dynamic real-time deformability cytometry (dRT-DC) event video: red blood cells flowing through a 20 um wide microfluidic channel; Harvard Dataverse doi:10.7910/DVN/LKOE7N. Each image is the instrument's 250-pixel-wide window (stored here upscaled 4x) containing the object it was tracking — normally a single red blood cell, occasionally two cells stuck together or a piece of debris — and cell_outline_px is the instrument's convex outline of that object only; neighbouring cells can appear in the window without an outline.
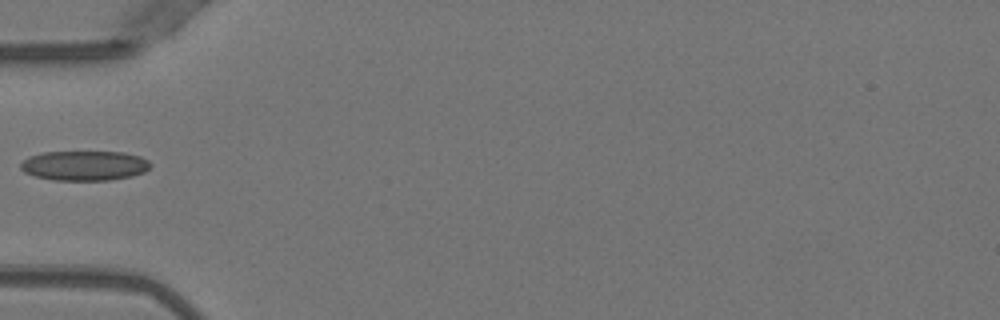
{"species": "Egyptian fruit bat (a non-hibernating species)", "species_latin": "Rousettus aegyptiacus", "temperature_condition": "warm", "stored_images_in_passage": 10, "camera_frame_rate_fps": 3000, "um_per_image_px": 0.085, "animal": {"sex": "female"}, "frame": {"image": 1, "passage_image": 1, "time_ms": 0.0, "image_size_px": [1000, 320], "cell_outline_px": [[152, 164], [144, 172], [132, 176], [108, 180], [52, 180], [36, 176], [24, 172], [20, 168], [20, 164], [28, 156], [44, 152], [124, 152], [140, 156], [148, 160]], "centroid_in_image_um": [7.18, 14.07], "position_along_channel_um": 77.8, "area_um2": 22.54}}